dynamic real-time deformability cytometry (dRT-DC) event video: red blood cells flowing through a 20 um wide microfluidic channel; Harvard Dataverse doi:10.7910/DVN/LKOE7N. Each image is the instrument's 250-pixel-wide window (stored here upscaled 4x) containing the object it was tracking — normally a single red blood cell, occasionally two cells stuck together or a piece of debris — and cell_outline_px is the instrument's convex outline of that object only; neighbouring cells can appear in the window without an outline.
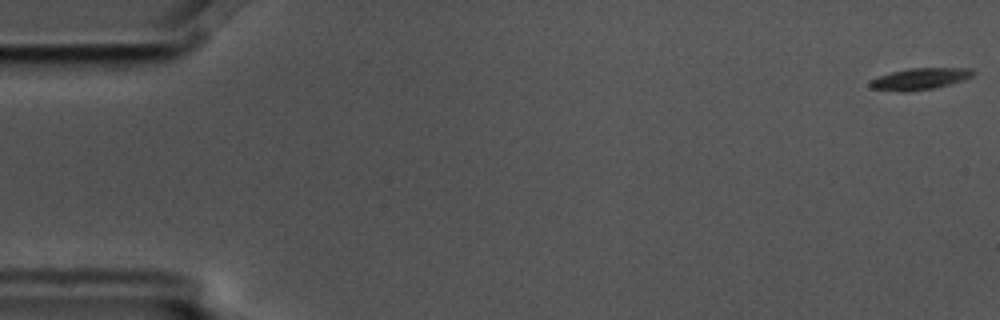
{"species": "common noctule bat (a hibernating species)", "species_latin": "Nyctalus noctula", "temperature_condition": "cold", "stored_images_in_passage": 15, "camera_frame_rate_fps": 3000, "um_per_image_px": 0.085, "animal": {"sex": "male", "body_mass_g": 17.5, "forearm_length_mm": 52.3}, "frame": {"image": 1, "passage_image": 1, "time_ms": 0.0, "image_size_px": [1000, 320], "cell_outline_px": [[976, 72], [972, 76], [964, 80], [932, 88], [904, 92], [900, 92], [872, 88], [868, 84], [872, 80], [880, 76], [892, 72], [908, 68], [972, 68]], "centroid_in_image_um": [78.22, 6.69], "position_along_channel_um": 6.8, "area_um2": 12.77}}
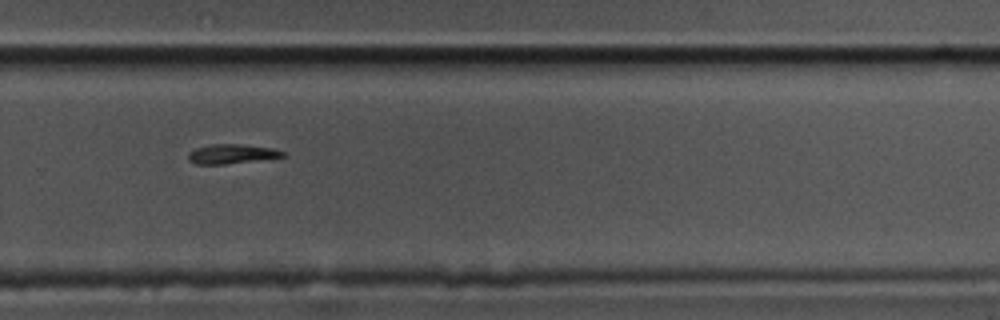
{"frame": {"image": 2, "passage_image": 11, "time_ms": 3.333, "image_size_px": [1000, 320], "cell_outline_px": [[284, 156], [224, 164], [196, 164], [188, 160], [188, 152], [196, 148], [212, 144], [240, 144], [272, 148], [284, 152]], "centroid_in_image_um": [19.62, 13.08], "position_along_channel_um": 310.2, "area_um2": 10.46}}
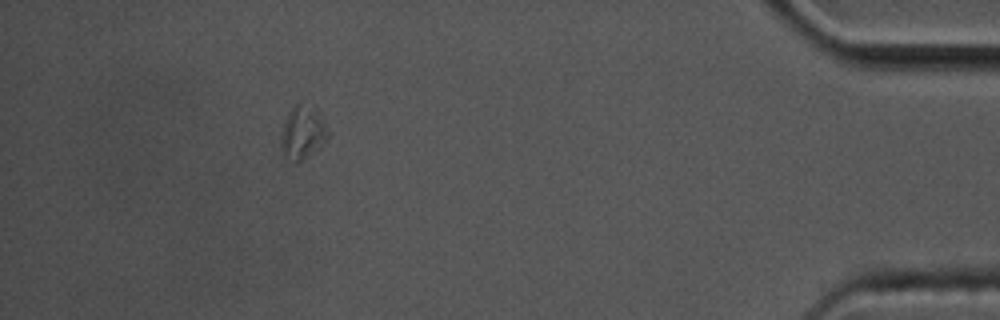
{"frame": {"image": 3, "passage_image": 14, "time_ms": 4.333, "image_size_px": [1000, 320], "cell_outline_px": [[332, 132], [320, 148], [296, 164], [280, 148], [280, 136], [288, 112], [296, 104], [316, 104]], "centroid_in_image_um": [25.81, 11.21], "position_along_channel_um": 409.4, "area_um2": 15.14}}